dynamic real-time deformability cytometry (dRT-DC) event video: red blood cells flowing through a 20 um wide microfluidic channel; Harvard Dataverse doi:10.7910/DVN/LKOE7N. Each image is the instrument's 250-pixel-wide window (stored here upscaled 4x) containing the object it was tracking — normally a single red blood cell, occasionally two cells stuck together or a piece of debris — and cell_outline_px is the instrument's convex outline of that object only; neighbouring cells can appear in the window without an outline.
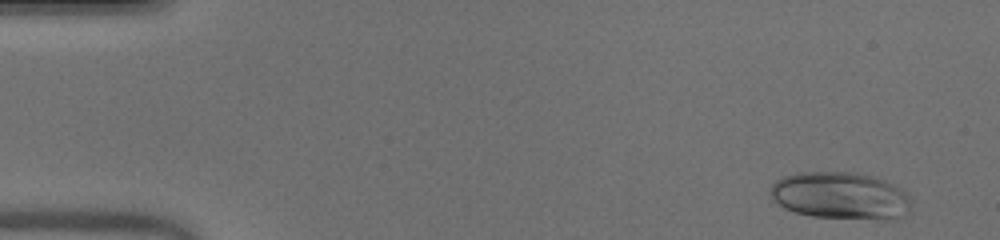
{"species": "human", "species_latin": "Homo sapiens", "temperature_condition": "warm", "stored_images_in_passage": 49, "camera_frame_rate_fps": 3000, "um_per_image_px": 0.085, "donor": {"sex": "male"}, "frame": {"image": 1, "passage_image": 2, "time_ms": 0.333, "image_size_px": [1000, 240], "cell_outline_px": [[908, 212], [904, 216], [896, 220], [892, 220], [812, 216], [796, 212], [784, 208], [776, 204], [772, 200], [768, 192], [768, 188], [776, 180], [784, 176], [796, 172], [856, 172], [876, 176], [900, 188], [908, 196]], "centroid_in_image_um": [71.39, 16.63], "position_along_channel_um": 13.6, "area_um2": 39.13}}
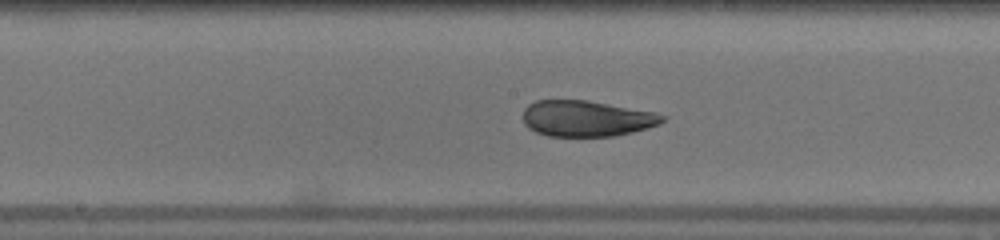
{"frame": {"image": 2, "passage_image": 25, "time_ms": 8.0, "image_size_px": [1000, 240], "cell_outline_px": [[668, 116], [660, 124], [632, 132], [612, 136], [548, 136], [536, 132], [528, 128], [524, 124], [524, 108], [528, 104], [536, 100], [588, 100], [656, 112]], "centroid_in_image_um": [49.86, 10.06], "position_along_channel_um": 198.3, "area_um2": 29.36}}
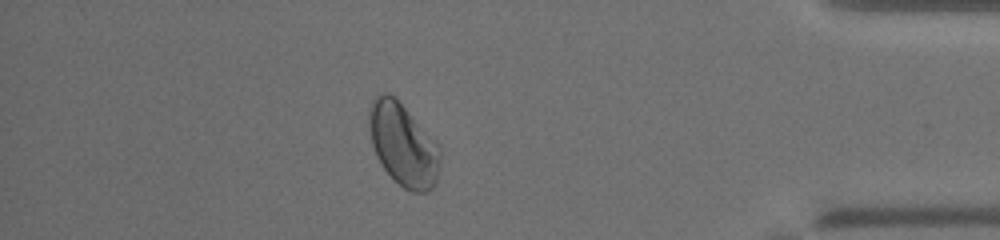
{"frame": {"image": 3, "passage_image": 43, "time_ms": 14.0, "image_size_px": [1000, 240], "cell_outline_px": [[440, 168], [436, 180], [432, 188], [428, 192], [412, 192], [404, 188], [384, 168], [376, 156], [372, 144], [368, 124], [368, 108], [372, 100], [380, 92], [388, 92], [396, 96], [440, 144]], "centroid_in_image_um": [34.28, 12.23], "position_along_channel_um": 400.9, "area_um2": 34.85}, "authors_computed_cell_mechanics": {"area_um2": 33.4084, "velocity_mm_per_s": 4.0126, "shape_relaxation_time_tau1_ms": 11.1743, "shape_relaxation_time_tau2_ms": null, "deformation_change_tau1": 0.2549, "deformation_change_tau2": null}}